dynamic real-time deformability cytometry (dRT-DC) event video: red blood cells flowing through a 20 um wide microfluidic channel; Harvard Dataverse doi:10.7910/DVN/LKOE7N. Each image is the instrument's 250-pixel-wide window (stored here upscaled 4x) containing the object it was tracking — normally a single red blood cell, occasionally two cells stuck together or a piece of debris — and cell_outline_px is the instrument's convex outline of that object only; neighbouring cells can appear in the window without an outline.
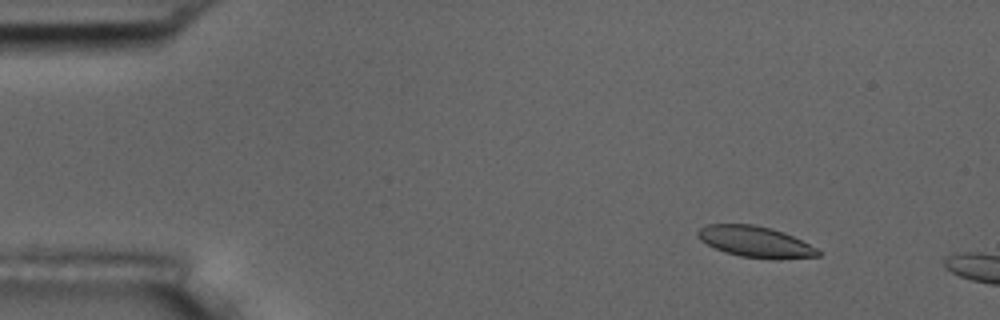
{"species": "common noctule bat (a hibernating species)", "species_latin": "Nyctalus noctula", "temperature_condition": "room temperature", "stored_images_in_passage": 11, "camera_frame_rate_fps": 3000, "um_per_image_px": 0.085, "animal": {"sex": "male", "body_mass_g": 17.5, "forearm_length_mm": 52.3}, "frame": {"image": 1, "passage_image": 7, "time_ms": 2.0, "image_size_px": [1000, 320], "cell_outline_px": [[820, 256], [780, 260], [772, 260], [740, 256], [724, 252], [700, 240], [696, 236], [696, 232], [700, 228], [708, 224], [752, 224], [772, 228], [784, 232], [816, 248], [820, 252]], "centroid_in_image_um": [64.2, 20.56], "position_along_channel_um": 20.8, "area_um2": 21.91}}